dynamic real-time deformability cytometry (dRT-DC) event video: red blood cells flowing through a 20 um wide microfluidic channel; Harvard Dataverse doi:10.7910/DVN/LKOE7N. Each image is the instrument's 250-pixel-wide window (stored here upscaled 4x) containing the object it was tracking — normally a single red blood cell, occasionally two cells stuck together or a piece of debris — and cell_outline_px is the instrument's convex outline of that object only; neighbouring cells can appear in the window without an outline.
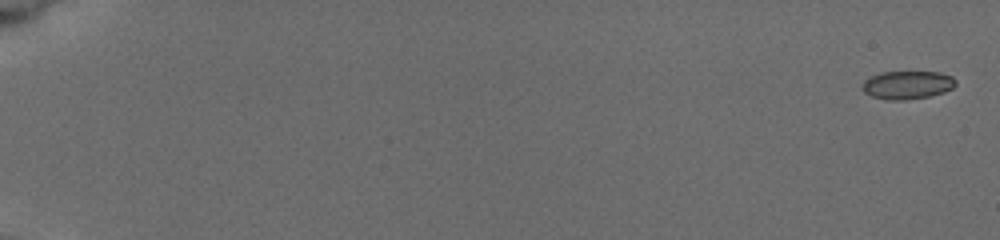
{"species": "common noctule bat (a hibernating species)", "species_latin": "Nyctalus noctula", "temperature_condition": "cold", "stored_images_in_passage": 21, "camera_frame_rate_fps": 3000, "um_per_image_px": 0.085, "animal": {"sex": "female", "body_mass_g": 19.5, "forearm_length_mm": 54.1}, "frame": {"image": 1, "passage_image": 1, "time_ms": 0.0, "image_size_px": [1000, 240], "cell_outline_px": [[956, 84], [952, 88], [944, 92], [928, 96], [904, 100], [888, 100], [872, 96], [864, 92], [864, 80], [880, 72], [940, 72], [952, 76], [956, 80]], "centroid_in_image_um": [77.15, 7.21], "position_along_channel_um": 7.8, "area_um2": 15.2}}
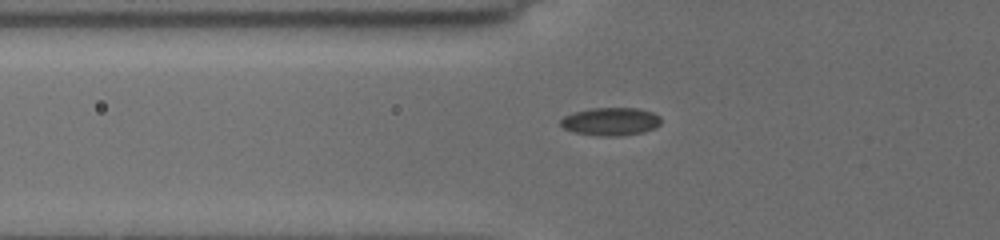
{"frame": {"image": 2, "passage_image": 15, "time_ms": 7.0, "image_size_px": [1000, 240], "cell_outline_px": [[660, 124], [656, 128], [644, 132], [616, 136], [604, 136], [576, 132], [564, 128], [560, 124], [560, 120], [564, 116], [572, 112], [592, 108], [636, 108], [652, 112], [660, 116]], "centroid_in_image_um": [51.92, 10.32], "position_along_channel_um": 73.9, "area_um2": 16.3}}
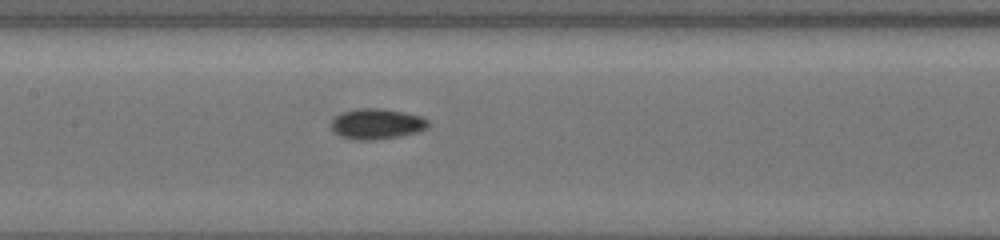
{"frame": {"image": 3, "passage_image": 21, "time_ms": 9.667, "image_size_px": [1000, 240], "cell_outline_px": [[428, 128], [416, 132], [400, 136], [372, 140], [356, 140], [340, 136], [332, 128], [332, 120], [340, 112], [356, 108], [384, 108], [404, 112], [420, 116], [428, 120]], "centroid_in_image_um": [32.02, 10.52], "position_along_channel_um": 175.4, "area_um2": 17.28}}